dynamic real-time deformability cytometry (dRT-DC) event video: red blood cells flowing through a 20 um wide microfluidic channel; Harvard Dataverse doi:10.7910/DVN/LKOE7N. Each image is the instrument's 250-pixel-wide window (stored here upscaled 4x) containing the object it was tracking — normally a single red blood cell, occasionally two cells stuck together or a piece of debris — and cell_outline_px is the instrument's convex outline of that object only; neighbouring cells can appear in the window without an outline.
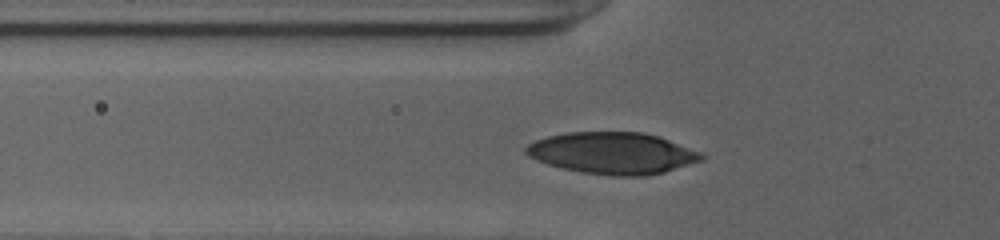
{"species": "human", "species_latin": "Homo sapiens", "temperature_condition": "cold", "stored_images_in_passage": 31, "camera_frame_rate_fps": 3000, "um_per_image_px": 0.085, "donor": {"sex": "female"}, "frame": {"image": 1, "passage_image": 4, "time_ms": 1.0, "image_size_px": [1000, 240], "cell_outline_px": [[708, 156], [704, 160], [664, 172], [644, 176], [612, 176], [580, 172], [548, 164], [536, 160], [528, 156], [524, 152], [524, 148], [528, 144], [536, 140], [548, 136], [568, 132], [644, 132], [660, 136], [704, 152]], "centroid_in_image_um": [52.14, 13.01], "position_along_channel_um": 73.7, "area_um2": 43.12}}
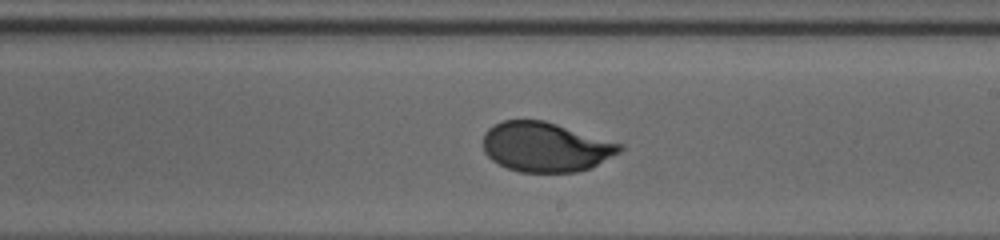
{"frame": {"image": 2, "passage_image": 17, "time_ms": 5.333, "image_size_px": [1000, 240], "cell_outline_px": [[624, 148], [620, 152], [592, 168], [576, 172], [520, 172], [508, 168], [492, 160], [484, 152], [484, 132], [488, 128], [504, 120], [544, 120], [624, 144]], "centroid_in_image_um": [46.41, 12.49], "position_along_channel_um": 242.6, "area_um2": 39.59}}
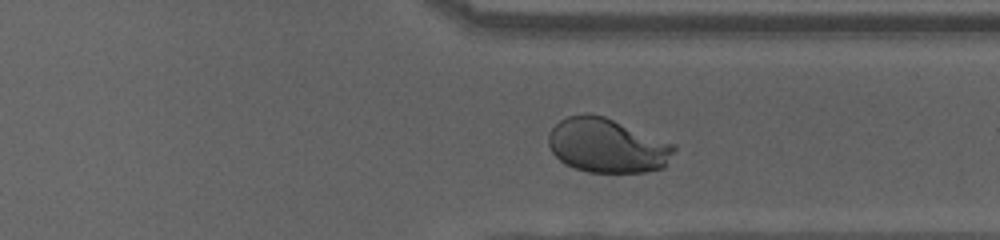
{"frame": {"image": 3, "passage_image": 26, "time_ms": 8.333, "image_size_px": [1000, 240], "cell_outline_px": [[676, 148], [664, 168], [644, 172], [588, 172], [564, 164], [552, 152], [548, 144], [548, 132], [560, 120], [568, 116], [588, 112], [604, 116], [676, 144]], "centroid_in_image_um": [51.6, 12.36], "position_along_channel_um": 359.8, "area_um2": 39.94}, "authors_computed_cell_mechanics": {"area_um2": 40.5178, "velocity_mm_per_s": 3.8967, "shape_relaxation_time_tau1_ms": 4.5694, "shape_relaxation_time_tau2_ms": null, "deformation_change_tau1": 0.172, "deformation_change_tau2": null}}